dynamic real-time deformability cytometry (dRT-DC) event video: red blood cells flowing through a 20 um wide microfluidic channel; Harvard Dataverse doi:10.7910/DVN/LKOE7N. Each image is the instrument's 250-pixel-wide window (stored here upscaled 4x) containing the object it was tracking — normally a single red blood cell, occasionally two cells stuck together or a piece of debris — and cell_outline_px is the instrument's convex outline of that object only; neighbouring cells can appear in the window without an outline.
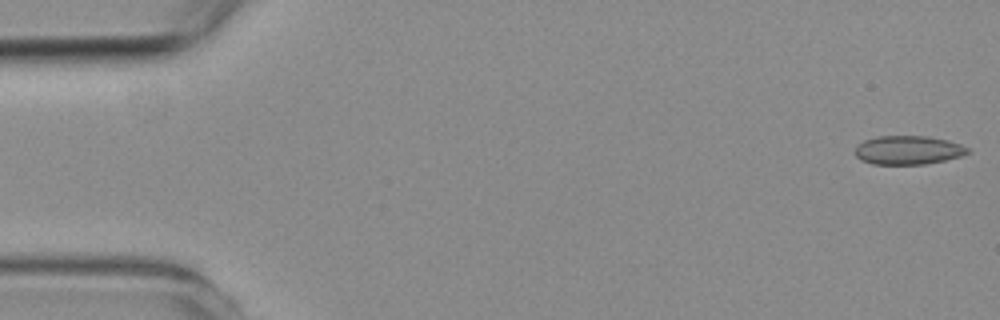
{"species": "common noctule bat (a hibernating species)", "species_latin": "Nyctalus noctula", "temperature_condition": "room temperature", "stored_images_in_passage": 5, "camera_frame_rate_fps": 3000, "um_per_image_px": 0.085, "animal": {"sex": "female", "body_mass_g": 19.3, "forearm_length_mm": 54.1}, "frame": {"image": 1, "passage_image": 1, "time_ms": 0.0, "image_size_px": [1000, 320], "cell_outline_px": [[972, 152], [960, 156], [944, 160], [924, 164], [872, 164], [860, 160], [856, 156], [856, 148], [864, 140], [876, 136], [928, 136], [948, 140], [960, 144], [968, 148]], "centroid_in_image_um": [77.2, 12.75], "position_along_channel_um": 7.8, "area_um2": 18.84}}
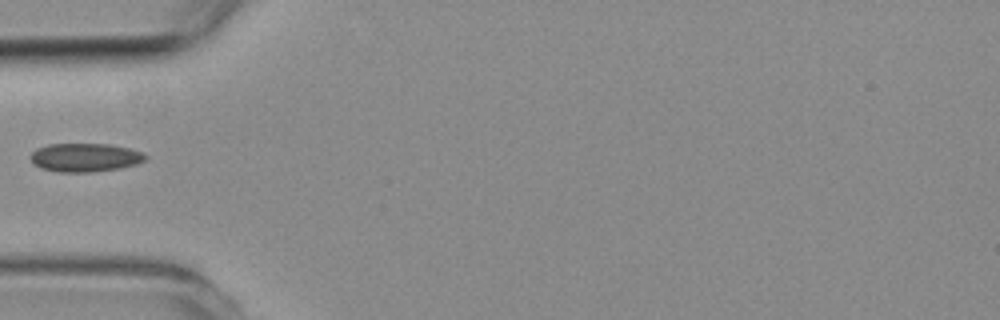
{"frame": {"image": 2, "passage_image": 4, "time_ms": 5.333, "image_size_px": [1000, 320], "cell_outline_px": [[148, 156], [144, 160], [136, 164], [120, 168], [92, 172], [60, 172], [40, 168], [32, 164], [32, 152], [36, 148], [48, 144], [108, 144], [128, 148], [144, 152]], "centroid_in_image_um": [7.23, 13.38], "position_along_channel_um": 77.8, "area_um2": 19.13}}
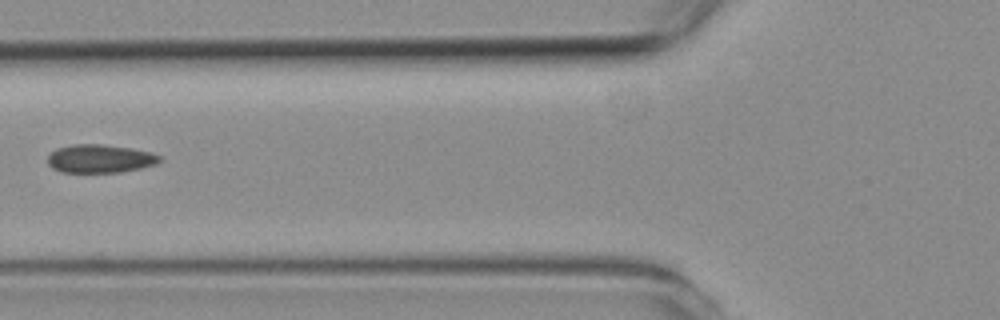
{"frame": {"image": 3, "passage_image": 5, "time_ms": 6.333, "image_size_px": [1000, 320], "cell_outline_px": [[160, 160], [156, 164], [140, 168], [120, 172], [60, 172], [52, 168], [48, 164], [48, 156], [56, 148], [72, 144], [104, 144], [132, 148], [152, 152], [160, 156]], "centroid_in_image_um": [8.48, 13.48], "position_along_channel_um": 117.3, "area_um2": 18.55}}